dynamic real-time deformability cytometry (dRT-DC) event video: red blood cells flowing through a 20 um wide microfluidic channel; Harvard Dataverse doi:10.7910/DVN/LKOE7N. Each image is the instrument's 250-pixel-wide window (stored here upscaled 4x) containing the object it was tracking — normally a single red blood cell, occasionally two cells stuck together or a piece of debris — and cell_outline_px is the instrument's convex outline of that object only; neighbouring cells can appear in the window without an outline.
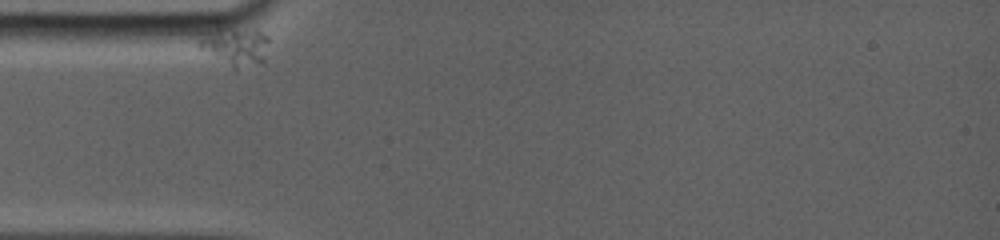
{"species": "common noctule bat (a hibernating species)", "species_latin": "Nyctalus noctula", "temperature_condition": "room temperature", "stored_images_in_passage": 8, "camera_frame_rate_fps": 5000, "um_per_image_px": 0.085, "animal": {"sex": "female", "body_mass_g": 19.0, "forearm_length_mm": 56.7}, "frame": {"image": 1, "passage_image": 1, "time_ms": 0.0, "image_size_px": [1000, 240], "cell_outline_px": [[268, 40], [264, 60], [236, 72], [200, 48], [196, 44], [208, 32], [216, 28], [256, 28], [268, 36]], "centroid_in_image_um": [20.03, 3.95], "position_along_channel_um": 65.0, "area_um2": 15.84}}
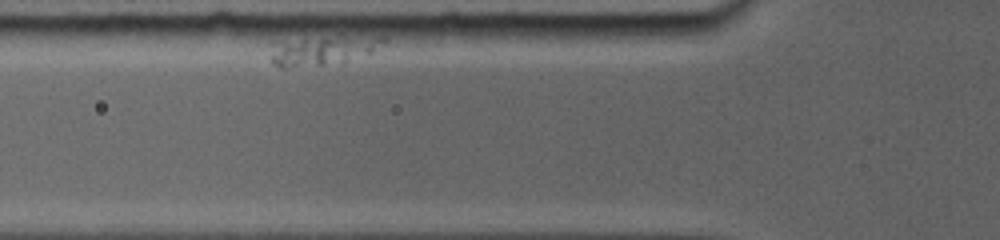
{"frame": {"image": 2, "passage_image": 7, "time_ms": 1.6, "image_size_px": [1000, 240], "cell_outline_px": [[388, 40], [384, 44], [372, 52], [344, 64], [284, 68], [280, 68], [272, 60], [272, 40], [304, 36], [384, 36]], "centroid_in_image_um": [27.43, 4.25], "position_along_channel_um": 98.4, "area_um2": 20.69}}